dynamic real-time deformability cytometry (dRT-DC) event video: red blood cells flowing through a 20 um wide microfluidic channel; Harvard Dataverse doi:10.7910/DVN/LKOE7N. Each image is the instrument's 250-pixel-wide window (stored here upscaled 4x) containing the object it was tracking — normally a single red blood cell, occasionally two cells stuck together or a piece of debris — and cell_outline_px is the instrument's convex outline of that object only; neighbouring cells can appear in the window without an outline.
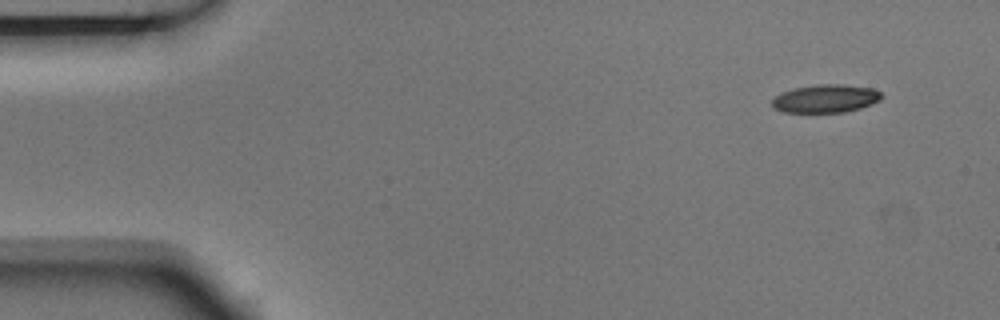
{"species": "Egyptian fruit bat (a non-hibernating species)", "species_latin": "Rousettus aegyptiacus", "temperature_condition": "room temperature", "stored_images_in_passage": 4, "camera_frame_rate_fps": 3000, "um_per_image_px": 0.085, "animal": {"sex": "male"}, "frame": {"image": 1, "passage_image": 1, "time_ms": 0.0, "image_size_px": [1000, 320], "cell_outline_px": [[884, 96], [880, 100], [872, 104], [860, 108], [844, 112], [784, 112], [772, 108], [772, 100], [780, 92], [796, 88], [816, 84], [840, 84], [872, 88], [880, 92]], "centroid_in_image_um": [70.18, 8.38], "position_along_channel_um": 14.8, "area_um2": 17.98}}
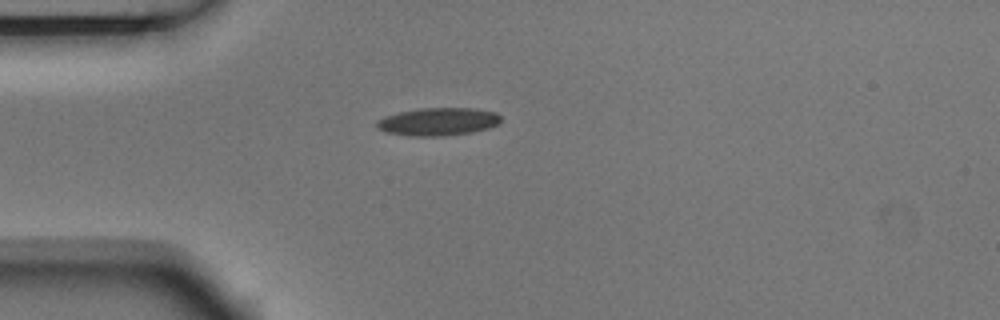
{"frame": {"image": 2, "passage_image": 3, "time_ms": 0.667, "image_size_px": [1000, 320], "cell_outline_px": [[500, 124], [488, 128], [472, 132], [440, 136], [412, 136], [388, 132], [376, 128], [376, 120], [384, 116], [400, 112], [420, 108], [472, 108], [496, 112], [500, 116]], "centroid_in_image_um": [37.24, 10.33], "position_along_channel_um": 47.8, "area_um2": 20.11}}